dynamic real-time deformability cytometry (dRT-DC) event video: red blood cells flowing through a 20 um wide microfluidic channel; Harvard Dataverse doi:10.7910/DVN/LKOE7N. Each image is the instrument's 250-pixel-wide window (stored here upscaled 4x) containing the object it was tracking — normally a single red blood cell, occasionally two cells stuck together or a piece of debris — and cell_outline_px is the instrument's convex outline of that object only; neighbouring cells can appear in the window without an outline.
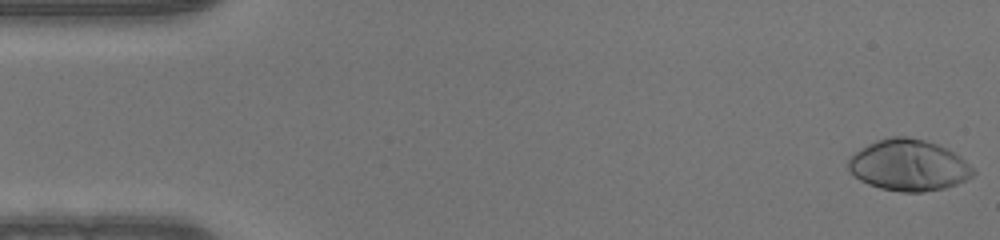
{"species": "human", "species_latin": "Homo sapiens", "temperature_condition": "warm", "stored_images_in_passage": 50, "camera_frame_rate_fps": 3000, "um_per_image_px": 0.085, "donor": {"sex": "male"}, "frame": {"image": 1, "passage_image": 1, "time_ms": 0.0, "image_size_px": [1000, 240], "cell_outline_px": [[976, 172], [972, 176], [956, 184], [944, 188], [924, 192], [900, 192], [880, 188], [868, 184], [860, 180], [848, 168], [848, 156], [868, 144], [876, 140], [892, 136], [908, 136], [924, 140], [936, 144], [960, 156]], "centroid_in_image_um": [77.2, 14.04], "position_along_channel_um": 7.8, "area_um2": 37.11}}
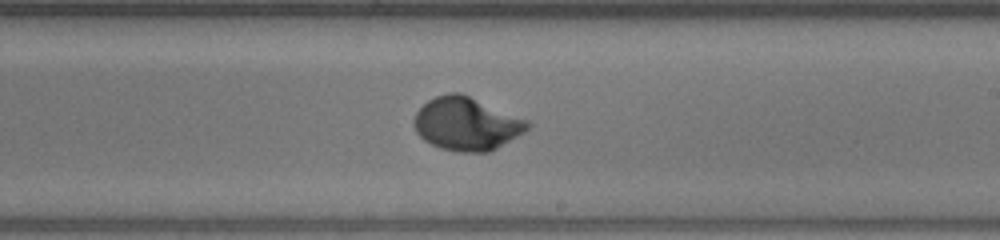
{"frame": {"image": 2, "passage_image": 29, "time_ms": 9.333, "image_size_px": [1000, 240], "cell_outline_px": [[532, 124], [524, 132], [496, 148], [488, 152], [460, 152], [440, 148], [424, 140], [416, 132], [412, 124], [412, 120], [416, 112], [428, 100], [436, 96], [448, 92], [460, 92], [528, 120]], "centroid_in_image_um": [39.63, 10.52], "position_along_channel_um": 249.4, "area_um2": 35.08}}
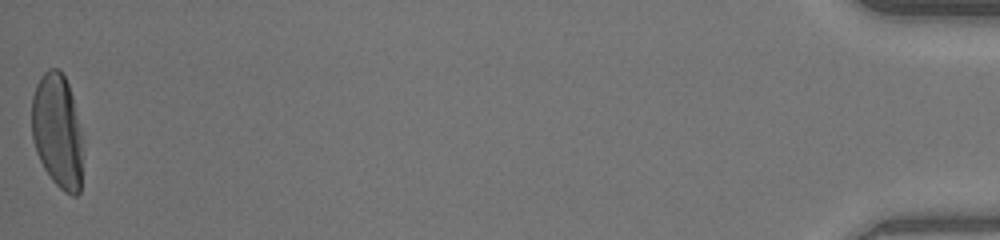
{"frame": {"image": 3, "passage_image": 50, "time_ms": 16.333, "image_size_px": [1000, 240], "cell_outline_px": [[80, 192], [76, 196], [72, 196], [64, 192], [52, 180], [44, 168], [36, 152], [32, 136], [32, 96], [36, 84], [40, 76], [48, 68], [56, 68], [64, 76], [68, 84], [72, 96], [80, 128]], "centroid_in_image_um": [4.84, 11.12], "position_along_channel_um": 430.4, "area_um2": 33.52}}